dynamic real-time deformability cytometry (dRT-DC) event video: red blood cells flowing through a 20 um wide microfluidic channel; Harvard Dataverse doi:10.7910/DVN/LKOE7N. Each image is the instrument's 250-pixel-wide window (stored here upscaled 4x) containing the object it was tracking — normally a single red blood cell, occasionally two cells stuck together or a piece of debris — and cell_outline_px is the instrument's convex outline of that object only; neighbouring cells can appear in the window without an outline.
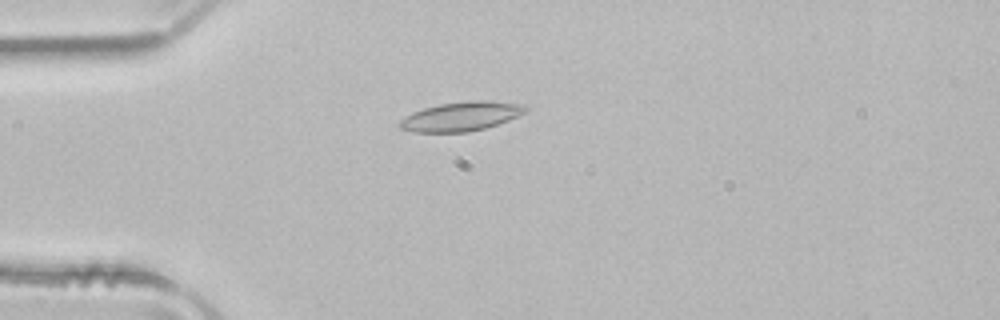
{"species": "common noctule bat (a hibernating species)", "species_latin": "Nyctalus noctula", "temperature_condition": "room temperature", "stored_images_in_passage": 39, "camera_frame_rate_fps": 3000, "um_per_image_px": 0.085, "animal": {"sex": "male", "body_mass_g": 21.5, "forearm_length_mm": 52.0}, "frame": {"image": 1, "passage_image": 1, "time_ms": 0.0, "image_size_px": [1000, 320], "cell_outline_px": [[528, 108], [524, 112], [508, 120], [484, 128], [468, 132], [412, 132], [400, 128], [396, 124], [404, 116], [412, 112], [424, 108], [440, 104], [468, 100], [492, 100], [524, 104]], "centroid_in_image_um": [39.16, 9.88], "position_along_channel_um": 45.8, "area_um2": 21.5}}
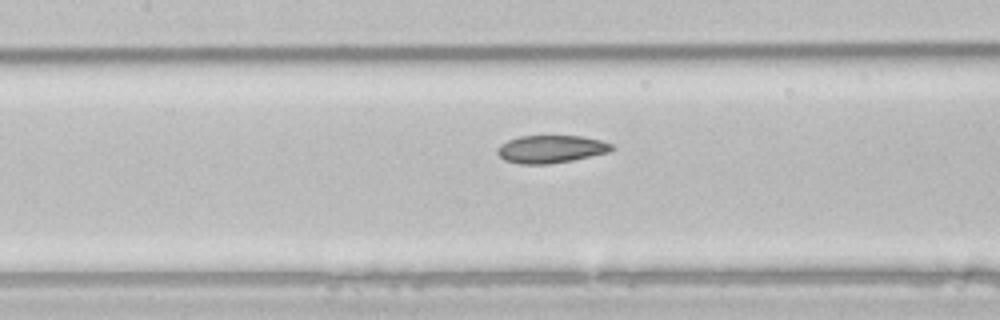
{"frame": {"image": 2, "passage_image": 11, "time_ms": 3.333, "image_size_px": [1000, 320], "cell_outline_px": [[616, 148], [608, 152], [572, 160], [548, 164], [520, 164], [504, 160], [496, 152], [496, 148], [500, 144], [508, 140], [520, 136], [584, 136], [600, 140], [612, 144]], "centroid_in_image_um": [46.81, 12.67], "position_along_channel_um": 160.6, "area_um2": 18.5}}
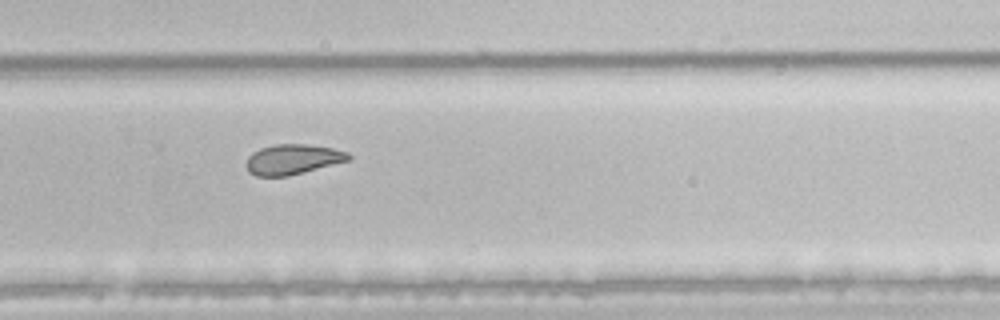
{"frame": {"image": 3, "passage_image": 22, "time_ms": 7.0, "image_size_px": [1000, 320], "cell_outline_px": [[352, 160], [288, 176], [256, 176], [248, 172], [244, 164], [248, 156], [252, 152], [260, 148], [276, 144], [308, 144], [332, 148], [348, 152], [352, 156]], "centroid_in_image_um": [24.88, 13.54], "position_along_channel_um": 304.9, "area_um2": 18.26}, "authors_computed_cell_mechanics": {"area_um2": 19.363, "velocity_mm_per_s": 3.9577, "shape_relaxation_time_tau1_ms": 7.4472, "shape_relaxation_time_tau2_ms": 3.9119, "deformation_change_tau1": 0.1683, "deformation_change_tau2": 0.0871}}